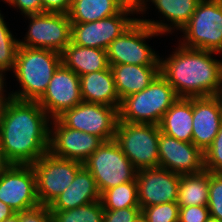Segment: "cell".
<instances>
[{
    "mask_svg": "<svg viewBox=\"0 0 222 222\" xmlns=\"http://www.w3.org/2000/svg\"><path fill=\"white\" fill-rule=\"evenodd\" d=\"M51 119L37 101H6L0 118V147L8 164H33L49 152Z\"/></svg>",
    "mask_w": 222,
    "mask_h": 222,
    "instance_id": "1",
    "label": "cell"
},
{
    "mask_svg": "<svg viewBox=\"0 0 222 222\" xmlns=\"http://www.w3.org/2000/svg\"><path fill=\"white\" fill-rule=\"evenodd\" d=\"M177 43L170 54L160 56V74L179 98L214 96L222 81L221 54Z\"/></svg>",
    "mask_w": 222,
    "mask_h": 222,
    "instance_id": "2",
    "label": "cell"
},
{
    "mask_svg": "<svg viewBox=\"0 0 222 222\" xmlns=\"http://www.w3.org/2000/svg\"><path fill=\"white\" fill-rule=\"evenodd\" d=\"M61 64V53L19 46L13 74L17 90L11 97L20 101H37L46 91L55 70Z\"/></svg>",
    "mask_w": 222,
    "mask_h": 222,
    "instance_id": "3",
    "label": "cell"
},
{
    "mask_svg": "<svg viewBox=\"0 0 222 222\" xmlns=\"http://www.w3.org/2000/svg\"><path fill=\"white\" fill-rule=\"evenodd\" d=\"M178 98L174 88L159 73L147 88L121 100L119 121L159 125Z\"/></svg>",
    "mask_w": 222,
    "mask_h": 222,
    "instance_id": "4",
    "label": "cell"
},
{
    "mask_svg": "<svg viewBox=\"0 0 222 222\" xmlns=\"http://www.w3.org/2000/svg\"><path fill=\"white\" fill-rule=\"evenodd\" d=\"M179 34L177 42L186 48L222 55V0H201Z\"/></svg>",
    "mask_w": 222,
    "mask_h": 222,
    "instance_id": "5",
    "label": "cell"
},
{
    "mask_svg": "<svg viewBox=\"0 0 222 222\" xmlns=\"http://www.w3.org/2000/svg\"><path fill=\"white\" fill-rule=\"evenodd\" d=\"M163 35L137 19L106 49L109 65H160V55L147 41Z\"/></svg>",
    "mask_w": 222,
    "mask_h": 222,
    "instance_id": "6",
    "label": "cell"
},
{
    "mask_svg": "<svg viewBox=\"0 0 222 222\" xmlns=\"http://www.w3.org/2000/svg\"><path fill=\"white\" fill-rule=\"evenodd\" d=\"M83 166L93 175L100 194L133 181L137 173L115 139L104 141Z\"/></svg>",
    "mask_w": 222,
    "mask_h": 222,
    "instance_id": "7",
    "label": "cell"
},
{
    "mask_svg": "<svg viewBox=\"0 0 222 222\" xmlns=\"http://www.w3.org/2000/svg\"><path fill=\"white\" fill-rule=\"evenodd\" d=\"M159 125L119 121L115 140L139 171L159 167Z\"/></svg>",
    "mask_w": 222,
    "mask_h": 222,
    "instance_id": "8",
    "label": "cell"
},
{
    "mask_svg": "<svg viewBox=\"0 0 222 222\" xmlns=\"http://www.w3.org/2000/svg\"><path fill=\"white\" fill-rule=\"evenodd\" d=\"M28 27L19 38V46L50 49L61 53L71 43V21L68 14L42 12L21 16Z\"/></svg>",
    "mask_w": 222,
    "mask_h": 222,
    "instance_id": "9",
    "label": "cell"
},
{
    "mask_svg": "<svg viewBox=\"0 0 222 222\" xmlns=\"http://www.w3.org/2000/svg\"><path fill=\"white\" fill-rule=\"evenodd\" d=\"M36 175L40 205L49 206L72 183L83 163L62 159L47 152L31 164Z\"/></svg>",
    "mask_w": 222,
    "mask_h": 222,
    "instance_id": "10",
    "label": "cell"
},
{
    "mask_svg": "<svg viewBox=\"0 0 222 222\" xmlns=\"http://www.w3.org/2000/svg\"><path fill=\"white\" fill-rule=\"evenodd\" d=\"M119 108L82 101L66 110L58 119L68 128L100 137L103 141L115 139L119 122Z\"/></svg>",
    "mask_w": 222,
    "mask_h": 222,
    "instance_id": "11",
    "label": "cell"
},
{
    "mask_svg": "<svg viewBox=\"0 0 222 222\" xmlns=\"http://www.w3.org/2000/svg\"><path fill=\"white\" fill-rule=\"evenodd\" d=\"M0 200L15 213L40 205L31 164H7L0 172Z\"/></svg>",
    "mask_w": 222,
    "mask_h": 222,
    "instance_id": "12",
    "label": "cell"
},
{
    "mask_svg": "<svg viewBox=\"0 0 222 222\" xmlns=\"http://www.w3.org/2000/svg\"><path fill=\"white\" fill-rule=\"evenodd\" d=\"M135 15L122 8L117 14L94 22L71 23V42L78 46L106 50L138 19Z\"/></svg>",
    "mask_w": 222,
    "mask_h": 222,
    "instance_id": "13",
    "label": "cell"
},
{
    "mask_svg": "<svg viewBox=\"0 0 222 222\" xmlns=\"http://www.w3.org/2000/svg\"><path fill=\"white\" fill-rule=\"evenodd\" d=\"M103 142L96 135L66 127L58 118L50 121L49 152L55 157L83 163Z\"/></svg>",
    "mask_w": 222,
    "mask_h": 222,
    "instance_id": "14",
    "label": "cell"
},
{
    "mask_svg": "<svg viewBox=\"0 0 222 222\" xmlns=\"http://www.w3.org/2000/svg\"><path fill=\"white\" fill-rule=\"evenodd\" d=\"M82 101L79 76L62 63L55 70L44 94L37 100L51 120Z\"/></svg>",
    "mask_w": 222,
    "mask_h": 222,
    "instance_id": "15",
    "label": "cell"
},
{
    "mask_svg": "<svg viewBox=\"0 0 222 222\" xmlns=\"http://www.w3.org/2000/svg\"><path fill=\"white\" fill-rule=\"evenodd\" d=\"M200 1L201 0H146L142 11L138 15V19L164 37L174 36L172 33L178 34V31L180 32L189 23ZM150 7L157 10L156 14H159L158 20L157 17L155 20L154 18L150 19L146 17L147 14H149L148 12L152 10Z\"/></svg>",
    "mask_w": 222,
    "mask_h": 222,
    "instance_id": "16",
    "label": "cell"
},
{
    "mask_svg": "<svg viewBox=\"0 0 222 222\" xmlns=\"http://www.w3.org/2000/svg\"><path fill=\"white\" fill-rule=\"evenodd\" d=\"M180 175L162 167L142 169L136 173L139 207L177 202Z\"/></svg>",
    "mask_w": 222,
    "mask_h": 222,
    "instance_id": "17",
    "label": "cell"
},
{
    "mask_svg": "<svg viewBox=\"0 0 222 222\" xmlns=\"http://www.w3.org/2000/svg\"><path fill=\"white\" fill-rule=\"evenodd\" d=\"M159 167L179 175L198 174L205 170L204 153L192 142L165 135L159 128Z\"/></svg>",
    "mask_w": 222,
    "mask_h": 222,
    "instance_id": "18",
    "label": "cell"
},
{
    "mask_svg": "<svg viewBox=\"0 0 222 222\" xmlns=\"http://www.w3.org/2000/svg\"><path fill=\"white\" fill-rule=\"evenodd\" d=\"M192 119V143L204 153L222 124V112L217 99L214 96L193 97Z\"/></svg>",
    "mask_w": 222,
    "mask_h": 222,
    "instance_id": "19",
    "label": "cell"
},
{
    "mask_svg": "<svg viewBox=\"0 0 222 222\" xmlns=\"http://www.w3.org/2000/svg\"><path fill=\"white\" fill-rule=\"evenodd\" d=\"M101 194L93 175L83 166L72 183L50 205V210H71L94 201Z\"/></svg>",
    "mask_w": 222,
    "mask_h": 222,
    "instance_id": "20",
    "label": "cell"
},
{
    "mask_svg": "<svg viewBox=\"0 0 222 222\" xmlns=\"http://www.w3.org/2000/svg\"><path fill=\"white\" fill-rule=\"evenodd\" d=\"M120 101L147 88L160 73V65H110Z\"/></svg>",
    "mask_w": 222,
    "mask_h": 222,
    "instance_id": "21",
    "label": "cell"
},
{
    "mask_svg": "<svg viewBox=\"0 0 222 222\" xmlns=\"http://www.w3.org/2000/svg\"><path fill=\"white\" fill-rule=\"evenodd\" d=\"M80 90L84 102L103 104L119 108L120 99L115 89L111 67L79 76Z\"/></svg>",
    "mask_w": 222,
    "mask_h": 222,
    "instance_id": "22",
    "label": "cell"
},
{
    "mask_svg": "<svg viewBox=\"0 0 222 222\" xmlns=\"http://www.w3.org/2000/svg\"><path fill=\"white\" fill-rule=\"evenodd\" d=\"M61 63L78 76L110 67L106 50L78 46L72 42L61 52Z\"/></svg>",
    "mask_w": 222,
    "mask_h": 222,
    "instance_id": "23",
    "label": "cell"
},
{
    "mask_svg": "<svg viewBox=\"0 0 222 222\" xmlns=\"http://www.w3.org/2000/svg\"><path fill=\"white\" fill-rule=\"evenodd\" d=\"M193 97L178 98L165 112L159 128L167 136L180 141L192 142Z\"/></svg>",
    "mask_w": 222,
    "mask_h": 222,
    "instance_id": "24",
    "label": "cell"
},
{
    "mask_svg": "<svg viewBox=\"0 0 222 222\" xmlns=\"http://www.w3.org/2000/svg\"><path fill=\"white\" fill-rule=\"evenodd\" d=\"M122 7L115 0H72L71 23H88L117 14Z\"/></svg>",
    "mask_w": 222,
    "mask_h": 222,
    "instance_id": "25",
    "label": "cell"
},
{
    "mask_svg": "<svg viewBox=\"0 0 222 222\" xmlns=\"http://www.w3.org/2000/svg\"><path fill=\"white\" fill-rule=\"evenodd\" d=\"M209 192V171L198 174L180 175L178 205L207 206Z\"/></svg>",
    "mask_w": 222,
    "mask_h": 222,
    "instance_id": "26",
    "label": "cell"
},
{
    "mask_svg": "<svg viewBox=\"0 0 222 222\" xmlns=\"http://www.w3.org/2000/svg\"><path fill=\"white\" fill-rule=\"evenodd\" d=\"M104 210H117L128 207H139L136 178L107 189L101 194Z\"/></svg>",
    "mask_w": 222,
    "mask_h": 222,
    "instance_id": "27",
    "label": "cell"
},
{
    "mask_svg": "<svg viewBox=\"0 0 222 222\" xmlns=\"http://www.w3.org/2000/svg\"><path fill=\"white\" fill-rule=\"evenodd\" d=\"M1 12L0 9V70L12 74L19 48V37L13 34L9 22Z\"/></svg>",
    "mask_w": 222,
    "mask_h": 222,
    "instance_id": "28",
    "label": "cell"
},
{
    "mask_svg": "<svg viewBox=\"0 0 222 222\" xmlns=\"http://www.w3.org/2000/svg\"><path fill=\"white\" fill-rule=\"evenodd\" d=\"M52 222H103L104 208L101 200L71 210H50Z\"/></svg>",
    "mask_w": 222,
    "mask_h": 222,
    "instance_id": "29",
    "label": "cell"
},
{
    "mask_svg": "<svg viewBox=\"0 0 222 222\" xmlns=\"http://www.w3.org/2000/svg\"><path fill=\"white\" fill-rule=\"evenodd\" d=\"M179 205L177 202L144 207L141 214L147 222H179Z\"/></svg>",
    "mask_w": 222,
    "mask_h": 222,
    "instance_id": "30",
    "label": "cell"
},
{
    "mask_svg": "<svg viewBox=\"0 0 222 222\" xmlns=\"http://www.w3.org/2000/svg\"><path fill=\"white\" fill-rule=\"evenodd\" d=\"M208 210L210 217L222 222V174L209 172Z\"/></svg>",
    "mask_w": 222,
    "mask_h": 222,
    "instance_id": "31",
    "label": "cell"
},
{
    "mask_svg": "<svg viewBox=\"0 0 222 222\" xmlns=\"http://www.w3.org/2000/svg\"><path fill=\"white\" fill-rule=\"evenodd\" d=\"M204 168L222 174V124L211 146L204 152Z\"/></svg>",
    "mask_w": 222,
    "mask_h": 222,
    "instance_id": "32",
    "label": "cell"
},
{
    "mask_svg": "<svg viewBox=\"0 0 222 222\" xmlns=\"http://www.w3.org/2000/svg\"><path fill=\"white\" fill-rule=\"evenodd\" d=\"M140 214V207L104 210L103 222H134Z\"/></svg>",
    "mask_w": 222,
    "mask_h": 222,
    "instance_id": "33",
    "label": "cell"
},
{
    "mask_svg": "<svg viewBox=\"0 0 222 222\" xmlns=\"http://www.w3.org/2000/svg\"><path fill=\"white\" fill-rule=\"evenodd\" d=\"M210 217L207 206H188L179 208V222H206Z\"/></svg>",
    "mask_w": 222,
    "mask_h": 222,
    "instance_id": "34",
    "label": "cell"
},
{
    "mask_svg": "<svg viewBox=\"0 0 222 222\" xmlns=\"http://www.w3.org/2000/svg\"><path fill=\"white\" fill-rule=\"evenodd\" d=\"M3 3L20 12L22 16L43 12L42 0H5Z\"/></svg>",
    "mask_w": 222,
    "mask_h": 222,
    "instance_id": "35",
    "label": "cell"
},
{
    "mask_svg": "<svg viewBox=\"0 0 222 222\" xmlns=\"http://www.w3.org/2000/svg\"><path fill=\"white\" fill-rule=\"evenodd\" d=\"M19 222H52V213L49 206L39 205L19 212Z\"/></svg>",
    "mask_w": 222,
    "mask_h": 222,
    "instance_id": "36",
    "label": "cell"
},
{
    "mask_svg": "<svg viewBox=\"0 0 222 222\" xmlns=\"http://www.w3.org/2000/svg\"><path fill=\"white\" fill-rule=\"evenodd\" d=\"M72 0H42L43 12L68 14Z\"/></svg>",
    "mask_w": 222,
    "mask_h": 222,
    "instance_id": "37",
    "label": "cell"
},
{
    "mask_svg": "<svg viewBox=\"0 0 222 222\" xmlns=\"http://www.w3.org/2000/svg\"><path fill=\"white\" fill-rule=\"evenodd\" d=\"M123 9L132 11L136 16L142 11L146 0H115Z\"/></svg>",
    "mask_w": 222,
    "mask_h": 222,
    "instance_id": "38",
    "label": "cell"
},
{
    "mask_svg": "<svg viewBox=\"0 0 222 222\" xmlns=\"http://www.w3.org/2000/svg\"><path fill=\"white\" fill-rule=\"evenodd\" d=\"M7 73L0 70V96H11L10 89H8L7 86H9L7 82ZM9 90V92H8Z\"/></svg>",
    "mask_w": 222,
    "mask_h": 222,
    "instance_id": "39",
    "label": "cell"
},
{
    "mask_svg": "<svg viewBox=\"0 0 222 222\" xmlns=\"http://www.w3.org/2000/svg\"><path fill=\"white\" fill-rule=\"evenodd\" d=\"M15 214V211L4 202L0 200V222L3 220L12 217Z\"/></svg>",
    "mask_w": 222,
    "mask_h": 222,
    "instance_id": "40",
    "label": "cell"
},
{
    "mask_svg": "<svg viewBox=\"0 0 222 222\" xmlns=\"http://www.w3.org/2000/svg\"><path fill=\"white\" fill-rule=\"evenodd\" d=\"M214 97L217 99L221 112H222V81L218 90L215 92Z\"/></svg>",
    "mask_w": 222,
    "mask_h": 222,
    "instance_id": "41",
    "label": "cell"
},
{
    "mask_svg": "<svg viewBox=\"0 0 222 222\" xmlns=\"http://www.w3.org/2000/svg\"><path fill=\"white\" fill-rule=\"evenodd\" d=\"M11 98V96H0V118L6 101L10 100Z\"/></svg>",
    "mask_w": 222,
    "mask_h": 222,
    "instance_id": "42",
    "label": "cell"
},
{
    "mask_svg": "<svg viewBox=\"0 0 222 222\" xmlns=\"http://www.w3.org/2000/svg\"><path fill=\"white\" fill-rule=\"evenodd\" d=\"M2 222H19V212L15 213L12 217L3 220Z\"/></svg>",
    "mask_w": 222,
    "mask_h": 222,
    "instance_id": "43",
    "label": "cell"
},
{
    "mask_svg": "<svg viewBox=\"0 0 222 222\" xmlns=\"http://www.w3.org/2000/svg\"><path fill=\"white\" fill-rule=\"evenodd\" d=\"M8 163L4 160L3 156H2V152H1V147H0V172L4 169V167L7 165Z\"/></svg>",
    "mask_w": 222,
    "mask_h": 222,
    "instance_id": "44",
    "label": "cell"
},
{
    "mask_svg": "<svg viewBox=\"0 0 222 222\" xmlns=\"http://www.w3.org/2000/svg\"><path fill=\"white\" fill-rule=\"evenodd\" d=\"M134 222H147V220L142 214H140Z\"/></svg>",
    "mask_w": 222,
    "mask_h": 222,
    "instance_id": "45",
    "label": "cell"
},
{
    "mask_svg": "<svg viewBox=\"0 0 222 222\" xmlns=\"http://www.w3.org/2000/svg\"><path fill=\"white\" fill-rule=\"evenodd\" d=\"M206 222H221V221H219L218 219L209 217Z\"/></svg>",
    "mask_w": 222,
    "mask_h": 222,
    "instance_id": "46",
    "label": "cell"
}]
</instances>
